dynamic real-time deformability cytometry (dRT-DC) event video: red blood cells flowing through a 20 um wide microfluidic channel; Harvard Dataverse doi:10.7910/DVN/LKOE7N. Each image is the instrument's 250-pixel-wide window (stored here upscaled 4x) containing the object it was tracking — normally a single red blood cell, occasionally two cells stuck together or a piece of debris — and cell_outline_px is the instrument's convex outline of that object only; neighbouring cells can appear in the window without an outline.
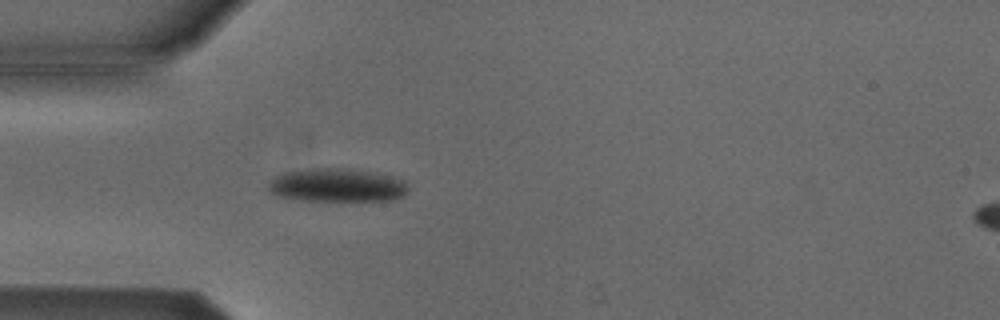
{"species": "Egyptian fruit bat (a non-hibernating species)", "species_latin": "Rousettus aegyptiacus", "temperature_condition": "cold", "stored_images_in_passage": 47, "camera_frame_rate_fps": 3000, "um_per_image_px": 0.085, "animal": {"sex": "male"}, "frame": {"image": 1, "passage_image": 15, "time_ms": 4.667, "image_size_px": [1000, 320], "cell_outline_px": [[408, 192], [404, 196], [392, 200], [300, 200], [276, 196], [268, 188], [268, 184], [276, 176], [284, 172], [316, 168], [348, 168], [368, 172], [404, 180], [408, 184]], "centroid_in_image_um": [28.64, 15.75], "position_along_channel_um": 56.4, "area_um2": 26.93}}
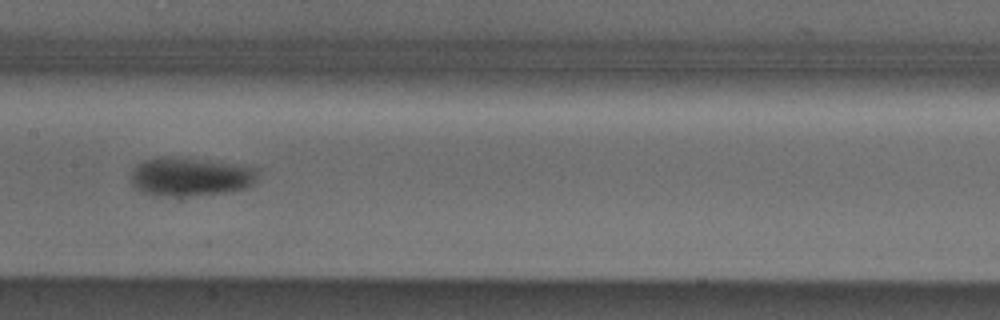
{"frame": {"image": 2, "passage_image": 26, "time_ms": 8.333, "image_size_px": [1000, 320], "cell_outline_px": [[260, 168], [256, 184], [248, 188], [228, 192], [188, 196], [152, 196], [132, 188], [132, 168], [144, 160], [160, 156], [164, 156]], "centroid_in_image_um": [16.17, 15.06], "position_along_channel_um": 191.2, "area_um2": 28.73}}
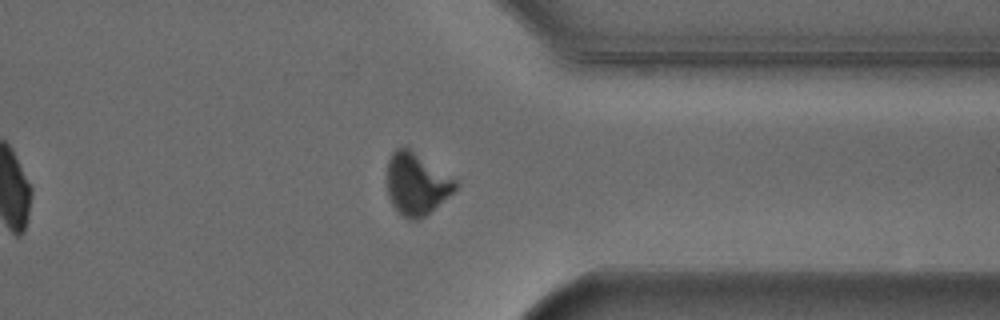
{"frame": {"image": 3, "passage_image": 41, "time_ms": 13.333, "image_size_px": [1000, 320], "cell_outline_px": [[460, 184], [448, 196], [424, 216], [416, 220], [408, 220], [392, 204], [388, 196], [388, 160], [392, 152], [396, 148], [404, 144], [456, 180]], "centroid_in_image_um": [35.39, 15.59], "position_along_channel_um": 376.0, "area_um2": 24.39}, "authors_computed_cell_mechanics": {"area_um2": 26.4146, "velocity_mm_per_s": 3.8148, "shape_relaxation_time_tau1_ms": 3.1501, "shape_relaxation_time_tau2_ms": null, "deformation_change_tau1": 0.1101, "deformation_change_tau2": null}}